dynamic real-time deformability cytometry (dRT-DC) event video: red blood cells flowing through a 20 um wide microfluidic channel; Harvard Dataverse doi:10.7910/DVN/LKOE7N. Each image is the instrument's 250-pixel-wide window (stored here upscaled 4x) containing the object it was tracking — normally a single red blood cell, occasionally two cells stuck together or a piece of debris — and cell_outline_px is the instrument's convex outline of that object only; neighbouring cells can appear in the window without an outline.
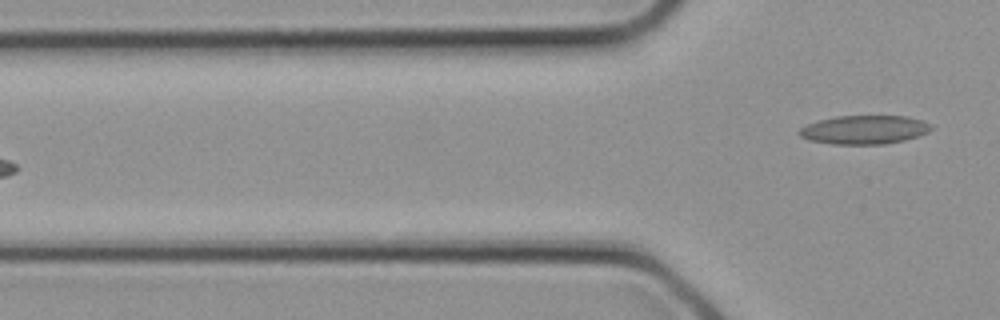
{"species": "common noctule bat (a hibernating species)", "species_latin": "Nyctalus noctula", "temperature_condition": "cold", "stored_images_in_passage": 3, "camera_frame_rate_fps": 3000, "um_per_image_px": 0.085, "animal": {"sex": "female", "body_mass_g": 21.9}, "frame": {"image": 1, "passage_image": 3, "time_ms": 0.667, "image_size_px": [1000, 320], "cell_outline_px": [[932, 128], [928, 132], [904, 140], [884, 144], [832, 144], [808, 140], [800, 136], [796, 132], [800, 128], [808, 124], [820, 120], [836, 116], [908, 116], [932, 124]], "centroid_in_image_um": [73.44, 11.03], "position_along_channel_um": 52.4, "area_um2": 22.02}}